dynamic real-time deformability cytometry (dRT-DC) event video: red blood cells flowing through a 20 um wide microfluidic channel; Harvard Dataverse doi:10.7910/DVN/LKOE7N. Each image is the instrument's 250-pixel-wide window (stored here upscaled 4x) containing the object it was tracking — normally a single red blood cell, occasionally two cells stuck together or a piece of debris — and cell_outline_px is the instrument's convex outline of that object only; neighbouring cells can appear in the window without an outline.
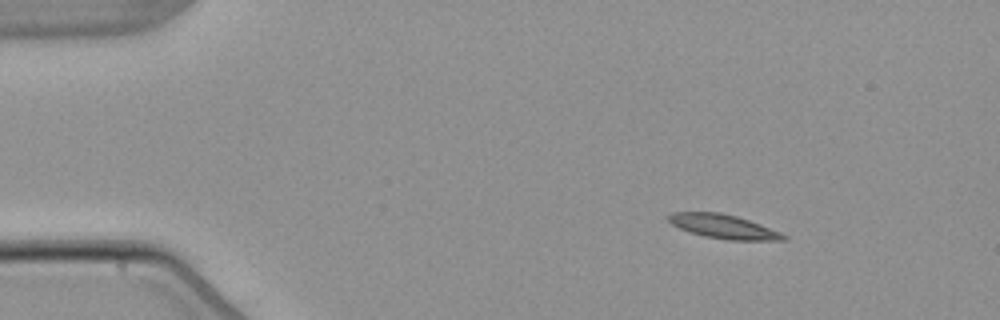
{"species": "common noctule bat (a hibernating species)", "species_latin": "Nyctalus noctula", "temperature_condition": "warm", "stored_images_in_passage": 3, "camera_frame_rate_fps": 3000, "um_per_image_px": 0.085, "animal": {"sex": "male", "body_mass_g": 21.5, "forearm_length_mm": 52.0}, "frame": {"image": 1, "passage_image": 1, "time_ms": 0.0, "image_size_px": [1000, 320], "cell_outline_px": [[788, 236], [784, 240], [728, 240], [704, 236], [688, 232], [672, 224], [668, 220], [668, 216], [672, 212], [720, 212], [736, 216], [760, 224], [780, 232]], "centroid_in_image_um": [61.48, 19.25], "position_along_channel_um": 23.5, "area_um2": 16.01}}